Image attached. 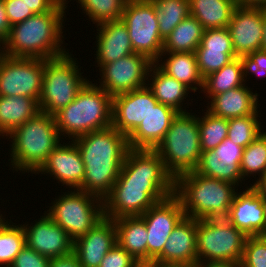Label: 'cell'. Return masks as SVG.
I'll return each instance as SVG.
<instances>
[{
    "instance_id": "obj_1",
    "label": "cell",
    "mask_w": 266,
    "mask_h": 267,
    "mask_svg": "<svg viewBox=\"0 0 266 267\" xmlns=\"http://www.w3.org/2000/svg\"><path fill=\"white\" fill-rule=\"evenodd\" d=\"M175 194V178L154 149L130 148L119 177L103 200L104 216H141L155 203Z\"/></svg>"
},
{
    "instance_id": "obj_2",
    "label": "cell",
    "mask_w": 266,
    "mask_h": 267,
    "mask_svg": "<svg viewBox=\"0 0 266 267\" xmlns=\"http://www.w3.org/2000/svg\"><path fill=\"white\" fill-rule=\"evenodd\" d=\"M85 165V177L78 189L104 200L119 177L130 149L128 137L113 126L73 139Z\"/></svg>"
},
{
    "instance_id": "obj_3",
    "label": "cell",
    "mask_w": 266,
    "mask_h": 267,
    "mask_svg": "<svg viewBox=\"0 0 266 267\" xmlns=\"http://www.w3.org/2000/svg\"><path fill=\"white\" fill-rule=\"evenodd\" d=\"M68 4L66 0H61L51 11L34 14L12 25L9 36L2 45V54L51 59L68 53L63 34Z\"/></svg>"
},
{
    "instance_id": "obj_4",
    "label": "cell",
    "mask_w": 266,
    "mask_h": 267,
    "mask_svg": "<svg viewBox=\"0 0 266 267\" xmlns=\"http://www.w3.org/2000/svg\"><path fill=\"white\" fill-rule=\"evenodd\" d=\"M5 139L10 140V169L13 173L16 171L19 174H32L31 176L64 140L56 126L54 115L42 111L14 129Z\"/></svg>"
},
{
    "instance_id": "obj_5",
    "label": "cell",
    "mask_w": 266,
    "mask_h": 267,
    "mask_svg": "<svg viewBox=\"0 0 266 267\" xmlns=\"http://www.w3.org/2000/svg\"><path fill=\"white\" fill-rule=\"evenodd\" d=\"M237 191L238 187L232 183L195 171L175 179V195L182 203L185 216L196 220L226 218Z\"/></svg>"
},
{
    "instance_id": "obj_6",
    "label": "cell",
    "mask_w": 266,
    "mask_h": 267,
    "mask_svg": "<svg viewBox=\"0 0 266 267\" xmlns=\"http://www.w3.org/2000/svg\"><path fill=\"white\" fill-rule=\"evenodd\" d=\"M54 118L61 137H68V140L108 128L112 126V97L89 80Z\"/></svg>"
},
{
    "instance_id": "obj_7",
    "label": "cell",
    "mask_w": 266,
    "mask_h": 267,
    "mask_svg": "<svg viewBox=\"0 0 266 267\" xmlns=\"http://www.w3.org/2000/svg\"><path fill=\"white\" fill-rule=\"evenodd\" d=\"M166 170L176 179L194 171L201 157L199 115L191 111L177 113L163 140L154 149Z\"/></svg>"
},
{
    "instance_id": "obj_8",
    "label": "cell",
    "mask_w": 266,
    "mask_h": 267,
    "mask_svg": "<svg viewBox=\"0 0 266 267\" xmlns=\"http://www.w3.org/2000/svg\"><path fill=\"white\" fill-rule=\"evenodd\" d=\"M71 53L73 54L68 52L56 58L45 59L42 91L38 103L40 110L49 115H54L71 103L91 80L82 75L84 72H81V66Z\"/></svg>"
},
{
    "instance_id": "obj_9",
    "label": "cell",
    "mask_w": 266,
    "mask_h": 267,
    "mask_svg": "<svg viewBox=\"0 0 266 267\" xmlns=\"http://www.w3.org/2000/svg\"><path fill=\"white\" fill-rule=\"evenodd\" d=\"M60 194L53 198L45 212L73 241L85 235L104 217L103 200L94 195L78 189H68Z\"/></svg>"
},
{
    "instance_id": "obj_10",
    "label": "cell",
    "mask_w": 266,
    "mask_h": 267,
    "mask_svg": "<svg viewBox=\"0 0 266 267\" xmlns=\"http://www.w3.org/2000/svg\"><path fill=\"white\" fill-rule=\"evenodd\" d=\"M247 237L226 218L198 219L196 235L198 264L219 261L241 262Z\"/></svg>"
},
{
    "instance_id": "obj_11",
    "label": "cell",
    "mask_w": 266,
    "mask_h": 267,
    "mask_svg": "<svg viewBox=\"0 0 266 267\" xmlns=\"http://www.w3.org/2000/svg\"><path fill=\"white\" fill-rule=\"evenodd\" d=\"M121 20L127 26L134 53L155 63L163 51L164 39L152 0L126 2Z\"/></svg>"
},
{
    "instance_id": "obj_12",
    "label": "cell",
    "mask_w": 266,
    "mask_h": 267,
    "mask_svg": "<svg viewBox=\"0 0 266 267\" xmlns=\"http://www.w3.org/2000/svg\"><path fill=\"white\" fill-rule=\"evenodd\" d=\"M45 59L0 57V96H25L39 101Z\"/></svg>"
},
{
    "instance_id": "obj_13",
    "label": "cell",
    "mask_w": 266,
    "mask_h": 267,
    "mask_svg": "<svg viewBox=\"0 0 266 267\" xmlns=\"http://www.w3.org/2000/svg\"><path fill=\"white\" fill-rule=\"evenodd\" d=\"M145 55L132 53L121 59L101 65L95 84L104 89L111 97L146 86L147 75L152 65ZM99 83V84H98Z\"/></svg>"
},
{
    "instance_id": "obj_14",
    "label": "cell",
    "mask_w": 266,
    "mask_h": 267,
    "mask_svg": "<svg viewBox=\"0 0 266 267\" xmlns=\"http://www.w3.org/2000/svg\"><path fill=\"white\" fill-rule=\"evenodd\" d=\"M184 216L182 203L175 194L155 203L139 216L148 234L147 261L154 260L162 252L170 233Z\"/></svg>"
},
{
    "instance_id": "obj_15",
    "label": "cell",
    "mask_w": 266,
    "mask_h": 267,
    "mask_svg": "<svg viewBox=\"0 0 266 267\" xmlns=\"http://www.w3.org/2000/svg\"><path fill=\"white\" fill-rule=\"evenodd\" d=\"M35 222L22 223L26 245L49 258H57L73 252L74 241L44 211ZM28 223V224H27ZM32 225V226H31Z\"/></svg>"
},
{
    "instance_id": "obj_16",
    "label": "cell",
    "mask_w": 266,
    "mask_h": 267,
    "mask_svg": "<svg viewBox=\"0 0 266 267\" xmlns=\"http://www.w3.org/2000/svg\"><path fill=\"white\" fill-rule=\"evenodd\" d=\"M264 7L238 5L227 29L237 57L262 49Z\"/></svg>"
},
{
    "instance_id": "obj_17",
    "label": "cell",
    "mask_w": 266,
    "mask_h": 267,
    "mask_svg": "<svg viewBox=\"0 0 266 267\" xmlns=\"http://www.w3.org/2000/svg\"><path fill=\"white\" fill-rule=\"evenodd\" d=\"M48 156L46 162L35 173L46 174L48 178L58 181L61 186L70 189H79L85 177V165L75 142L62 141ZM48 174V175H47Z\"/></svg>"
},
{
    "instance_id": "obj_18",
    "label": "cell",
    "mask_w": 266,
    "mask_h": 267,
    "mask_svg": "<svg viewBox=\"0 0 266 267\" xmlns=\"http://www.w3.org/2000/svg\"><path fill=\"white\" fill-rule=\"evenodd\" d=\"M147 86L112 97V126L129 136L158 104Z\"/></svg>"
},
{
    "instance_id": "obj_19",
    "label": "cell",
    "mask_w": 266,
    "mask_h": 267,
    "mask_svg": "<svg viewBox=\"0 0 266 267\" xmlns=\"http://www.w3.org/2000/svg\"><path fill=\"white\" fill-rule=\"evenodd\" d=\"M116 243L115 221L104 216L91 230L74 241L73 252L82 267H98Z\"/></svg>"
},
{
    "instance_id": "obj_20",
    "label": "cell",
    "mask_w": 266,
    "mask_h": 267,
    "mask_svg": "<svg viewBox=\"0 0 266 267\" xmlns=\"http://www.w3.org/2000/svg\"><path fill=\"white\" fill-rule=\"evenodd\" d=\"M237 191L226 219L246 236L266 234L262 197L249 185Z\"/></svg>"
},
{
    "instance_id": "obj_21",
    "label": "cell",
    "mask_w": 266,
    "mask_h": 267,
    "mask_svg": "<svg viewBox=\"0 0 266 267\" xmlns=\"http://www.w3.org/2000/svg\"><path fill=\"white\" fill-rule=\"evenodd\" d=\"M196 235L197 220L184 216L172 230L162 252L154 261L196 267Z\"/></svg>"
},
{
    "instance_id": "obj_22",
    "label": "cell",
    "mask_w": 266,
    "mask_h": 267,
    "mask_svg": "<svg viewBox=\"0 0 266 267\" xmlns=\"http://www.w3.org/2000/svg\"><path fill=\"white\" fill-rule=\"evenodd\" d=\"M95 26L97 34L94 37L96 52L93 66L98 68L134 53L127 26L122 20L108 21Z\"/></svg>"
},
{
    "instance_id": "obj_23",
    "label": "cell",
    "mask_w": 266,
    "mask_h": 267,
    "mask_svg": "<svg viewBox=\"0 0 266 267\" xmlns=\"http://www.w3.org/2000/svg\"><path fill=\"white\" fill-rule=\"evenodd\" d=\"M254 92L248 84L228 90L206 100V110L224 119L261 114V109H258L260 95L256 90Z\"/></svg>"
},
{
    "instance_id": "obj_24",
    "label": "cell",
    "mask_w": 266,
    "mask_h": 267,
    "mask_svg": "<svg viewBox=\"0 0 266 267\" xmlns=\"http://www.w3.org/2000/svg\"><path fill=\"white\" fill-rule=\"evenodd\" d=\"M177 113L173 108L158 103L128 136L129 147L132 149H155L163 140Z\"/></svg>"
},
{
    "instance_id": "obj_25",
    "label": "cell",
    "mask_w": 266,
    "mask_h": 267,
    "mask_svg": "<svg viewBox=\"0 0 266 267\" xmlns=\"http://www.w3.org/2000/svg\"><path fill=\"white\" fill-rule=\"evenodd\" d=\"M146 86L159 103L173 108L178 113L190 111L186 107L192 106L193 101L190 98L188 100L187 97H190L189 94L193 91L174 77L164 73L155 63H152L149 68Z\"/></svg>"
},
{
    "instance_id": "obj_26",
    "label": "cell",
    "mask_w": 266,
    "mask_h": 267,
    "mask_svg": "<svg viewBox=\"0 0 266 267\" xmlns=\"http://www.w3.org/2000/svg\"><path fill=\"white\" fill-rule=\"evenodd\" d=\"M155 64L164 73L189 87L194 95L195 92H202L204 78L199 72L195 53H161Z\"/></svg>"
},
{
    "instance_id": "obj_27",
    "label": "cell",
    "mask_w": 266,
    "mask_h": 267,
    "mask_svg": "<svg viewBox=\"0 0 266 267\" xmlns=\"http://www.w3.org/2000/svg\"><path fill=\"white\" fill-rule=\"evenodd\" d=\"M41 110L37 100L25 96H0V137L33 118Z\"/></svg>"
},
{
    "instance_id": "obj_28",
    "label": "cell",
    "mask_w": 266,
    "mask_h": 267,
    "mask_svg": "<svg viewBox=\"0 0 266 267\" xmlns=\"http://www.w3.org/2000/svg\"><path fill=\"white\" fill-rule=\"evenodd\" d=\"M117 243L137 261H147L148 234L145 222L139 216L114 219Z\"/></svg>"
},
{
    "instance_id": "obj_29",
    "label": "cell",
    "mask_w": 266,
    "mask_h": 267,
    "mask_svg": "<svg viewBox=\"0 0 266 267\" xmlns=\"http://www.w3.org/2000/svg\"><path fill=\"white\" fill-rule=\"evenodd\" d=\"M237 6L234 0H189L190 15L205 30L227 27Z\"/></svg>"
},
{
    "instance_id": "obj_30",
    "label": "cell",
    "mask_w": 266,
    "mask_h": 267,
    "mask_svg": "<svg viewBox=\"0 0 266 267\" xmlns=\"http://www.w3.org/2000/svg\"><path fill=\"white\" fill-rule=\"evenodd\" d=\"M204 31L198 20L189 15L164 39L162 53H195Z\"/></svg>"
},
{
    "instance_id": "obj_31",
    "label": "cell",
    "mask_w": 266,
    "mask_h": 267,
    "mask_svg": "<svg viewBox=\"0 0 266 267\" xmlns=\"http://www.w3.org/2000/svg\"><path fill=\"white\" fill-rule=\"evenodd\" d=\"M246 81L243 77L242 63L239 57L233 59L223 68L204 78L202 93L209 100L212 96L243 86Z\"/></svg>"
},
{
    "instance_id": "obj_32",
    "label": "cell",
    "mask_w": 266,
    "mask_h": 267,
    "mask_svg": "<svg viewBox=\"0 0 266 267\" xmlns=\"http://www.w3.org/2000/svg\"><path fill=\"white\" fill-rule=\"evenodd\" d=\"M219 160L213 150L202 151L199 163L194 171L200 175L232 183L237 187L240 186V188L242 184L247 185L241 175L240 164L226 165Z\"/></svg>"
},
{
    "instance_id": "obj_33",
    "label": "cell",
    "mask_w": 266,
    "mask_h": 267,
    "mask_svg": "<svg viewBox=\"0 0 266 267\" xmlns=\"http://www.w3.org/2000/svg\"><path fill=\"white\" fill-rule=\"evenodd\" d=\"M156 8L159 33L165 39L190 15L189 0H152Z\"/></svg>"
},
{
    "instance_id": "obj_34",
    "label": "cell",
    "mask_w": 266,
    "mask_h": 267,
    "mask_svg": "<svg viewBox=\"0 0 266 267\" xmlns=\"http://www.w3.org/2000/svg\"><path fill=\"white\" fill-rule=\"evenodd\" d=\"M17 224L7 219L0 226V267H10L26 245L24 229L21 224Z\"/></svg>"
},
{
    "instance_id": "obj_35",
    "label": "cell",
    "mask_w": 266,
    "mask_h": 267,
    "mask_svg": "<svg viewBox=\"0 0 266 267\" xmlns=\"http://www.w3.org/2000/svg\"><path fill=\"white\" fill-rule=\"evenodd\" d=\"M240 172L246 182L249 178L250 181L252 176L255 178L258 175L259 178L266 172V131L261 132L244 148Z\"/></svg>"
},
{
    "instance_id": "obj_36",
    "label": "cell",
    "mask_w": 266,
    "mask_h": 267,
    "mask_svg": "<svg viewBox=\"0 0 266 267\" xmlns=\"http://www.w3.org/2000/svg\"><path fill=\"white\" fill-rule=\"evenodd\" d=\"M77 3V7L81 9L90 22L99 25L108 21L121 20L125 0H74ZM66 2H70L66 0Z\"/></svg>"
},
{
    "instance_id": "obj_37",
    "label": "cell",
    "mask_w": 266,
    "mask_h": 267,
    "mask_svg": "<svg viewBox=\"0 0 266 267\" xmlns=\"http://www.w3.org/2000/svg\"><path fill=\"white\" fill-rule=\"evenodd\" d=\"M202 111L199 115L201 150H213L228 136V119L215 116L206 109Z\"/></svg>"
},
{
    "instance_id": "obj_38",
    "label": "cell",
    "mask_w": 266,
    "mask_h": 267,
    "mask_svg": "<svg viewBox=\"0 0 266 267\" xmlns=\"http://www.w3.org/2000/svg\"><path fill=\"white\" fill-rule=\"evenodd\" d=\"M261 116L263 115L252 114L228 119L227 138L239 146L247 147L261 132L265 131Z\"/></svg>"
},
{
    "instance_id": "obj_39",
    "label": "cell",
    "mask_w": 266,
    "mask_h": 267,
    "mask_svg": "<svg viewBox=\"0 0 266 267\" xmlns=\"http://www.w3.org/2000/svg\"><path fill=\"white\" fill-rule=\"evenodd\" d=\"M198 69L203 78L220 70L233 59L237 58L234 49H196Z\"/></svg>"
},
{
    "instance_id": "obj_40",
    "label": "cell",
    "mask_w": 266,
    "mask_h": 267,
    "mask_svg": "<svg viewBox=\"0 0 266 267\" xmlns=\"http://www.w3.org/2000/svg\"><path fill=\"white\" fill-rule=\"evenodd\" d=\"M241 267H266V238L263 235L246 238Z\"/></svg>"
},
{
    "instance_id": "obj_41",
    "label": "cell",
    "mask_w": 266,
    "mask_h": 267,
    "mask_svg": "<svg viewBox=\"0 0 266 267\" xmlns=\"http://www.w3.org/2000/svg\"><path fill=\"white\" fill-rule=\"evenodd\" d=\"M239 58L242 63L243 77L246 82H249L252 75L256 77L261 76L260 78L263 76L266 77V51L262 49L257 50Z\"/></svg>"
},
{
    "instance_id": "obj_42",
    "label": "cell",
    "mask_w": 266,
    "mask_h": 267,
    "mask_svg": "<svg viewBox=\"0 0 266 267\" xmlns=\"http://www.w3.org/2000/svg\"><path fill=\"white\" fill-rule=\"evenodd\" d=\"M233 49L229 30L225 28L206 29L197 49Z\"/></svg>"
},
{
    "instance_id": "obj_43",
    "label": "cell",
    "mask_w": 266,
    "mask_h": 267,
    "mask_svg": "<svg viewBox=\"0 0 266 267\" xmlns=\"http://www.w3.org/2000/svg\"><path fill=\"white\" fill-rule=\"evenodd\" d=\"M138 264L139 261L116 243L107 252L98 267H136Z\"/></svg>"
},
{
    "instance_id": "obj_44",
    "label": "cell",
    "mask_w": 266,
    "mask_h": 267,
    "mask_svg": "<svg viewBox=\"0 0 266 267\" xmlns=\"http://www.w3.org/2000/svg\"><path fill=\"white\" fill-rule=\"evenodd\" d=\"M51 258L39 254L25 245L10 267H49Z\"/></svg>"
},
{
    "instance_id": "obj_45",
    "label": "cell",
    "mask_w": 266,
    "mask_h": 267,
    "mask_svg": "<svg viewBox=\"0 0 266 267\" xmlns=\"http://www.w3.org/2000/svg\"><path fill=\"white\" fill-rule=\"evenodd\" d=\"M244 147L235 144L229 138L224 139L215 149L214 153L223 164H241Z\"/></svg>"
},
{
    "instance_id": "obj_46",
    "label": "cell",
    "mask_w": 266,
    "mask_h": 267,
    "mask_svg": "<svg viewBox=\"0 0 266 267\" xmlns=\"http://www.w3.org/2000/svg\"><path fill=\"white\" fill-rule=\"evenodd\" d=\"M4 7L10 25L22 22L33 16L34 13L28 8L23 0H3Z\"/></svg>"
},
{
    "instance_id": "obj_47",
    "label": "cell",
    "mask_w": 266,
    "mask_h": 267,
    "mask_svg": "<svg viewBox=\"0 0 266 267\" xmlns=\"http://www.w3.org/2000/svg\"><path fill=\"white\" fill-rule=\"evenodd\" d=\"M61 0H23L34 14L51 11Z\"/></svg>"
},
{
    "instance_id": "obj_48",
    "label": "cell",
    "mask_w": 266,
    "mask_h": 267,
    "mask_svg": "<svg viewBox=\"0 0 266 267\" xmlns=\"http://www.w3.org/2000/svg\"><path fill=\"white\" fill-rule=\"evenodd\" d=\"M49 267H82L79 260L74 252L71 254L51 258Z\"/></svg>"
},
{
    "instance_id": "obj_49",
    "label": "cell",
    "mask_w": 266,
    "mask_h": 267,
    "mask_svg": "<svg viewBox=\"0 0 266 267\" xmlns=\"http://www.w3.org/2000/svg\"><path fill=\"white\" fill-rule=\"evenodd\" d=\"M10 28L11 25L7 18V14L4 7V1L0 0V43L2 45L9 36Z\"/></svg>"
},
{
    "instance_id": "obj_50",
    "label": "cell",
    "mask_w": 266,
    "mask_h": 267,
    "mask_svg": "<svg viewBox=\"0 0 266 267\" xmlns=\"http://www.w3.org/2000/svg\"><path fill=\"white\" fill-rule=\"evenodd\" d=\"M255 181V182H254ZM249 184L262 198H266V172Z\"/></svg>"
},
{
    "instance_id": "obj_51",
    "label": "cell",
    "mask_w": 266,
    "mask_h": 267,
    "mask_svg": "<svg viewBox=\"0 0 266 267\" xmlns=\"http://www.w3.org/2000/svg\"><path fill=\"white\" fill-rule=\"evenodd\" d=\"M196 267H241V262L237 261L206 262L198 264Z\"/></svg>"
},
{
    "instance_id": "obj_52",
    "label": "cell",
    "mask_w": 266,
    "mask_h": 267,
    "mask_svg": "<svg viewBox=\"0 0 266 267\" xmlns=\"http://www.w3.org/2000/svg\"><path fill=\"white\" fill-rule=\"evenodd\" d=\"M138 267H185L179 264L160 263L154 260L139 262Z\"/></svg>"
},
{
    "instance_id": "obj_53",
    "label": "cell",
    "mask_w": 266,
    "mask_h": 267,
    "mask_svg": "<svg viewBox=\"0 0 266 267\" xmlns=\"http://www.w3.org/2000/svg\"><path fill=\"white\" fill-rule=\"evenodd\" d=\"M241 6L266 7V0H239Z\"/></svg>"
},
{
    "instance_id": "obj_54",
    "label": "cell",
    "mask_w": 266,
    "mask_h": 267,
    "mask_svg": "<svg viewBox=\"0 0 266 267\" xmlns=\"http://www.w3.org/2000/svg\"><path fill=\"white\" fill-rule=\"evenodd\" d=\"M264 31H263V41H262V50L266 51V7H264Z\"/></svg>"
},
{
    "instance_id": "obj_55",
    "label": "cell",
    "mask_w": 266,
    "mask_h": 267,
    "mask_svg": "<svg viewBox=\"0 0 266 267\" xmlns=\"http://www.w3.org/2000/svg\"><path fill=\"white\" fill-rule=\"evenodd\" d=\"M262 206H263V209H264V219H265V222H266V198H262Z\"/></svg>"
},
{
    "instance_id": "obj_56",
    "label": "cell",
    "mask_w": 266,
    "mask_h": 267,
    "mask_svg": "<svg viewBox=\"0 0 266 267\" xmlns=\"http://www.w3.org/2000/svg\"><path fill=\"white\" fill-rule=\"evenodd\" d=\"M1 213L2 212H0V226L8 219V218H4V217H6V214H4V213L1 214ZM3 214H4V216H3Z\"/></svg>"
},
{
    "instance_id": "obj_57",
    "label": "cell",
    "mask_w": 266,
    "mask_h": 267,
    "mask_svg": "<svg viewBox=\"0 0 266 267\" xmlns=\"http://www.w3.org/2000/svg\"><path fill=\"white\" fill-rule=\"evenodd\" d=\"M126 2H132V1H148V0H125Z\"/></svg>"
},
{
    "instance_id": "obj_58",
    "label": "cell",
    "mask_w": 266,
    "mask_h": 267,
    "mask_svg": "<svg viewBox=\"0 0 266 267\" xmlns=\"http://www.w3.org/2000/svg\"><path fill=\"white\" fill-rule=\"evenodd\" d=\"M2 56V44L0 43V57Z\"/></svg>"
}]
</instances>
